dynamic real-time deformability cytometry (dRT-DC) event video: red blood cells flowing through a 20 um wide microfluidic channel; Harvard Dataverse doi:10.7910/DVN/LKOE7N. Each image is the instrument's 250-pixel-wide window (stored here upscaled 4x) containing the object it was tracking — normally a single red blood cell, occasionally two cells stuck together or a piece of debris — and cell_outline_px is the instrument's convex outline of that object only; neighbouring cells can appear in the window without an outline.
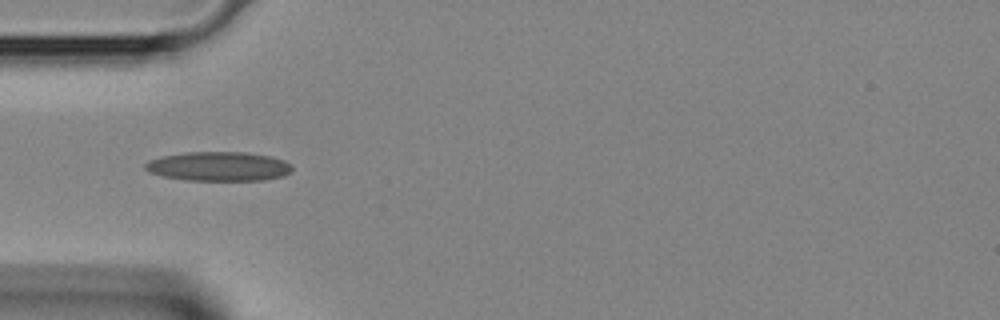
{"species": "Egyptian fruit bat (a non-hibernating species)", "species_latin": "Rousettus aegyptiacus", "temperature_condition": "room temperature", "stored_images_in_passage": 2, "camera_frame_rate_fps": 3000, "um_per_image_px": 0.085, "animal": {"sex": "female"}, "frame": {"image": 1, "passage_image": 1, "time_ms": 0.0, "image_size_px": [1000, 320], "cell_outline_px": [[292, 168], [284, 176], [264, 180], [184, 180], [160, 176], [148, 172], [144, 168], [144, 164], [148, 160], [160, 156], [188, 152], [248, 152], [268, 156], [284, 160], [292, 164]], "centroid_in_image_um": [18.54, 14.14], "position_along_channel_um": 66.5, "area_um2": 25.26}}
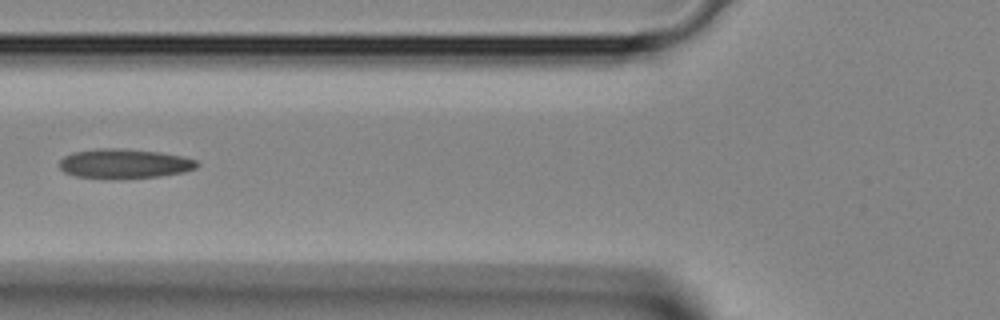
{"frame": {"image": 2, "passage_image": 2, "time_ms": 0.333, "image_size_px": [1000, 320], "cell_outline_px": [[200, 164], [196, 168], [184, 172], [160, 176], [108, 180], [76, 176], [64, 172], [60, 168], [60, 160], [64, 156], [72, 152], [96, 148], [116, 148], [160, 152], [180, 156], [196, 160]], "centroid_in_image_um": [10.54, 13.92], "position_along_channel_um": 115.3, "area_um2": 23.99}}